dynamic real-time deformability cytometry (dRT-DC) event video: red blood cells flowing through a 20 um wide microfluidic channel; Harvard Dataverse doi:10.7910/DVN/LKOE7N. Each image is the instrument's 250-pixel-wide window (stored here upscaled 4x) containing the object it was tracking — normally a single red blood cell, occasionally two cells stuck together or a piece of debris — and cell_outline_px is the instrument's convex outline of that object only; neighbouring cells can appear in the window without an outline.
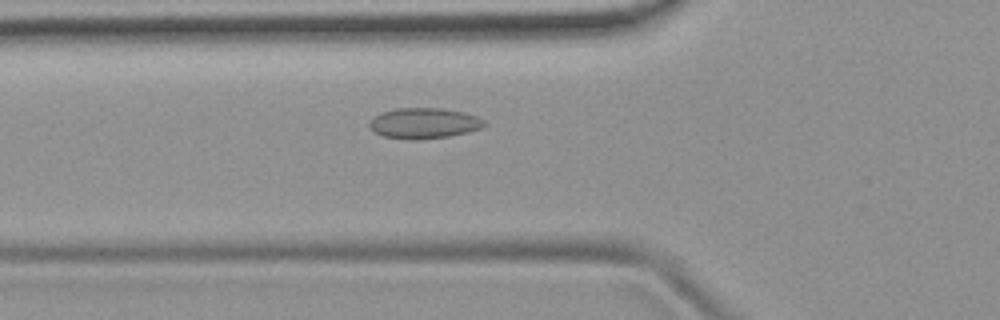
{"species": "common noctule bat (a hibernating species)", "species_latin": "Nyctalus noctula", "temperature_condition": "room temperature", "stored_images_in_passage": 5, "camera_frame_rate_fps": 3000, "um_per_image_px": 0.085, "animal": {"sex": "female", "body_mass_g": 19.9}, "frame": {"image": 1, "passage_image": 5, "time_ms": 5.667, "image_size_px": [1000, 320], "cell_outline_px": [[484, 124], [480, 128], [468, 132], [448, 136], [416, 140], [384, 136], [376, 132], [368, 124], [368, 120], [372, 116], [380, 112], [396, 108], [440, 108], [460, 112], [476, 116], [484, 120]], "centroid_in_image_um": [35.97, 10.46], "position_along_channel_um": 89.8, "area_um2": 20.29}}